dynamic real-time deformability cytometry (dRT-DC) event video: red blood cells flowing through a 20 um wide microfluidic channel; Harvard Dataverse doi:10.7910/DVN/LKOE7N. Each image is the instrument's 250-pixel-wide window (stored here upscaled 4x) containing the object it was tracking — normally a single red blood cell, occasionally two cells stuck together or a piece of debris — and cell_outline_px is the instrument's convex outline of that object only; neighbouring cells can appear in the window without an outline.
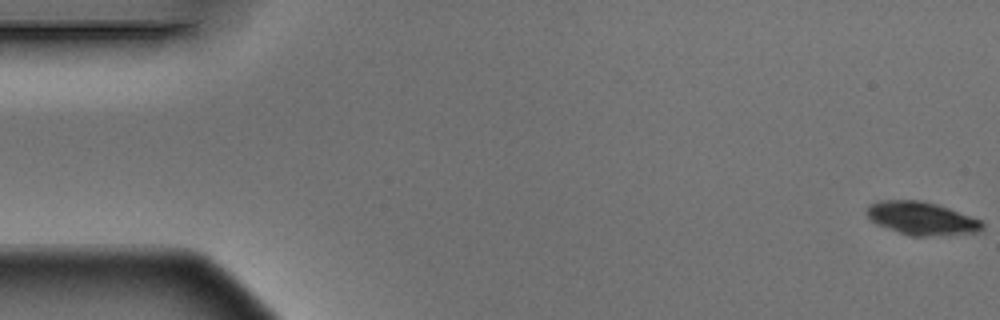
{"species": "Egyptian fruit bat (a non-hibernating species)", "species_latin": "Rousettus aegyptiacus", "temperature_condition": "warm", "stored_images_in_passage": 6, "camera_frame_rate_fps": 3000, "um_per_image_px": 0.085, "animal": {"sex": "male"}, "frame": {"image": 1, "passage_image": 1, "time_ms": 0.0, "image_size_px": [1000, 320], "cell_outline_px": [[984, 228], [980, 232], [928, 236], [912, 236], [896, 232], [876, 224], [868, 216], [868, 204], [880, 200], [924, 200], [948, 208], [980, 220], [984, 224]], "centroid_in_image_um": [78.33, 18.56], "position_along_channel_um": 6.7, "area_um2": 22.2}}
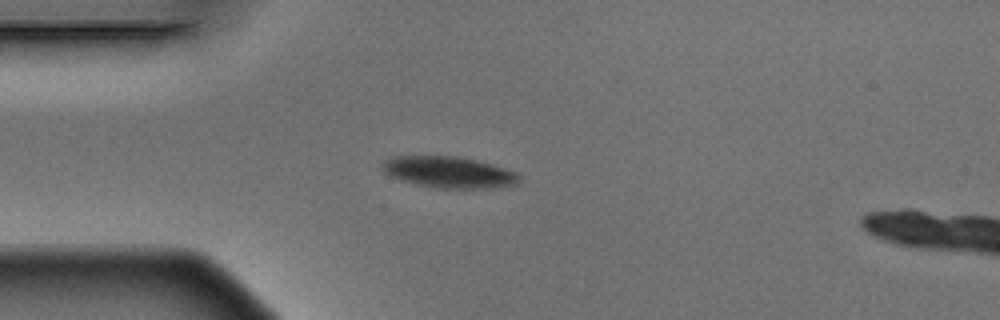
{"frame": {"image": 2, "passage_image": 5, "time_ms": 1.333, "image_size_px": [1000, 320], "cell_outline_px": [[520, 184], [500, 188], [436, 188], [416, 184], [400, 180], [384, 172], [380, 168], [380, 164], [392, 156], [456, 156], [476, 160], [492, 164], [516, 172], [520, 176]], "centroid_in_image_um": [38.18, 14.64], "position_along_channel_um": 46.8, "area_um2": 25.26}}